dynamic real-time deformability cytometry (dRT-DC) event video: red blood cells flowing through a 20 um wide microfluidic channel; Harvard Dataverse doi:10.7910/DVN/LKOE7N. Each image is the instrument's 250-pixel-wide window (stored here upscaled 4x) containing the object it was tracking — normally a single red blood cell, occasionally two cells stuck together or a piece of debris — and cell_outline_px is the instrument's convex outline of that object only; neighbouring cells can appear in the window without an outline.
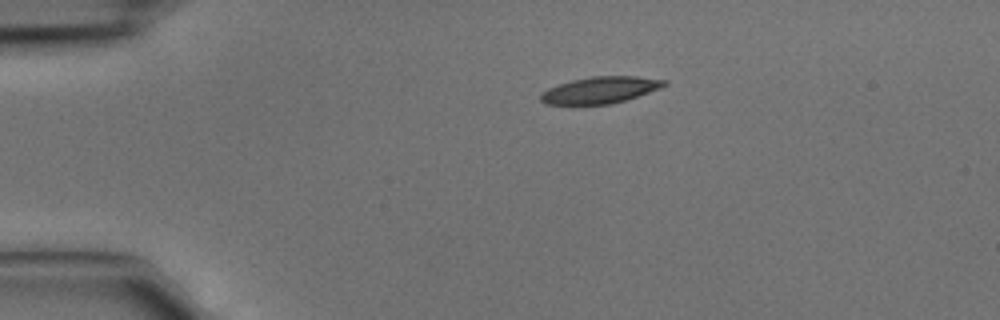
{"species": "common noctule bat (a hibernating species)", "species_latin": "Nyctalus noctula", "temperature_condition": "cold", "stored_images_in_passage": 2, "camera_frame_rate_fps": 3000, "um_per_image_px": 0.085, "animal": {"sex": "male", "body_mass_g": 15.6}, "frame": {"image": 1, "passage_image": 1, "time_ms": 0.0, "image_size_px": [1000, 320], "cell_outline_px": [[668, 84], [660, 88], [612, 104], [544, 104], [540, 100], [540, 92], [548, 88], [572, 80], [592, 76], [636, 76], [668, 80]], "centroid_in_image_um": [51.01, 7.64], "position_along_channel_um": 34.0, "area_um2": 19.07}}